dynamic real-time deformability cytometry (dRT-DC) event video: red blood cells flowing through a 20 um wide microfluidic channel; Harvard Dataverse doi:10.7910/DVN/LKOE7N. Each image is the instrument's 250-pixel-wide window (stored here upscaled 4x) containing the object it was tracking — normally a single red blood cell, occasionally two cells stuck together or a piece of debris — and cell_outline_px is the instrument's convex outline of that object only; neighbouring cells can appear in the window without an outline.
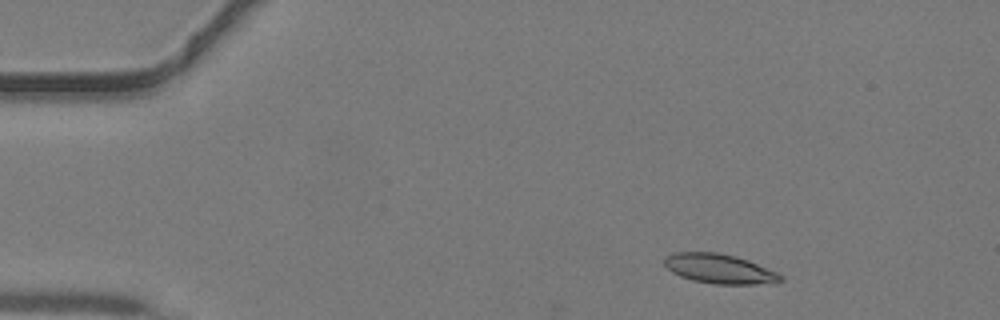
{"species": "common noctule bat (a hibernating species)", "species_latin": "Nyctalus noctula", "temperature_condition": "warm", "stored_images_in_passage": 42, "camera_frame_rate_fps": 3000, "um_per_image_px": 0.085, "animal": {"sex": "male", "body_mass_g": 19.2, "forearm_length_mm": 51.8}, "frame": {"image": 1, "passage_image": 5, "time_ms": 1.333, "image_size_px": [1000, 320], "cell_outline_px": [[784, 280], [776, 284], [716, 284], [692, 280], [680, 276], [672, 272], [664, 264], [664, 256], [676, 252], [716, 252], [736, 256], [748, 260], [776, 272], [784, 276]], "centroid_in_image_um": [61.18, 22.85], "position_along_channel_um": 23.8, "area_um2": 20.17}}
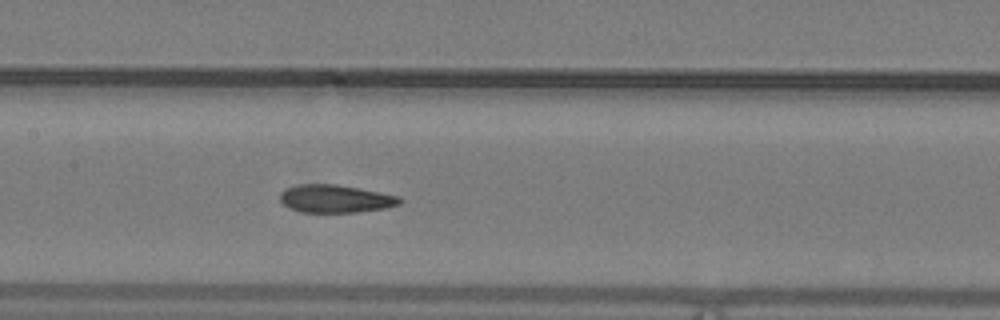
{"frame": {"image": 2, "passage_image": 20, "time_ms": 6.333, "image_size_px": [1000, 320], "cell_outline_px": [[404, 200], [400, 204], [384, 208], [356, 212], [304, 212], [288, 208], [280, 200], [280, 192], [284, 188], [300, 184], [336, 184], [360, 188], [400, 196]], "centroid_in_image_um": [28.51, 16.88], "position_along_channel_um": 178.9, "area_um2": 19.54}}
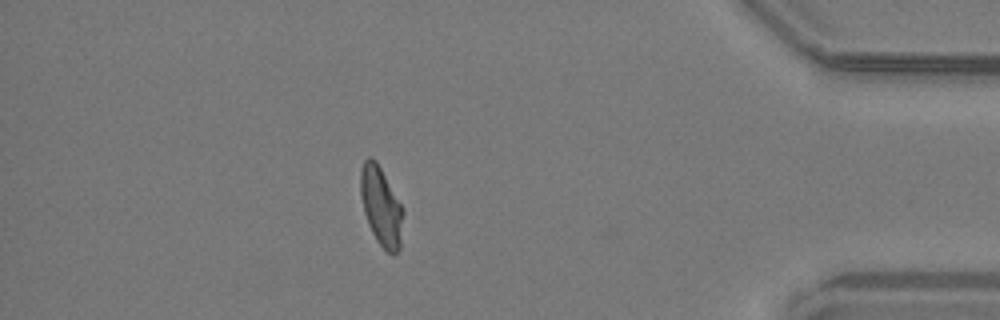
{"frame": {"image": 3, "passage_image": 37, "time_ms": 12.0, "image_size_px": [1000, 320], "cell_outline_px": [[404, 212], [400, 248], [392, 256], [376, 240], [368, 224], [364, 212], [360, 196], [360, 172], [364, 160], [368, 156], [372, 156], [376, 160], [404, 208]], "centroid_in_image_um": [32.4, 17.52], "position_along_channel_um": 402.8, "area_um2": 19.83}}